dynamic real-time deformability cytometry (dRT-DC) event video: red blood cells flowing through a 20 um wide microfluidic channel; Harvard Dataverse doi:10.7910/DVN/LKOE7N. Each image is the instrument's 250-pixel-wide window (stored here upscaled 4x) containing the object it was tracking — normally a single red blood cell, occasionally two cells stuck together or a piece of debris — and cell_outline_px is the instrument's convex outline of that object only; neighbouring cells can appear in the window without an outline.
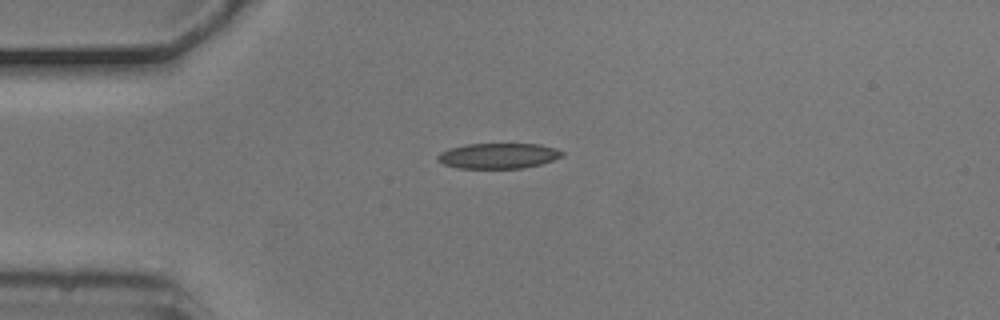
{"species": "common noctule bat (a hibernating species)", "species_latin": "Nyctalus noctula", "temperature_condition": "cold", "stored_images_in_passage": 2, "camera_frame_rate_fps": 3000, "um_per_image_px": 0.085, "animal": {"sex": "male", "body_mass_g": 20.5, "forearm_length_mm": 52.5}, "frame": {"image": 1, "passage_image": 1, "time_ms": 0.0, "image_size_px": [1000, 320], "cell_outline_px": [[564, 156], [540, 164], [524, 168], [456, 168], [444, 164], [436, 160], [436, 156], [440, 152], [448, 148], [468, 144], [540, 144], [556, 148], [564, 152]], "centroid_in_image_um": [42.34, 13.24], "position_along_channel_um": 42.7, "area_um2": 18.55}}